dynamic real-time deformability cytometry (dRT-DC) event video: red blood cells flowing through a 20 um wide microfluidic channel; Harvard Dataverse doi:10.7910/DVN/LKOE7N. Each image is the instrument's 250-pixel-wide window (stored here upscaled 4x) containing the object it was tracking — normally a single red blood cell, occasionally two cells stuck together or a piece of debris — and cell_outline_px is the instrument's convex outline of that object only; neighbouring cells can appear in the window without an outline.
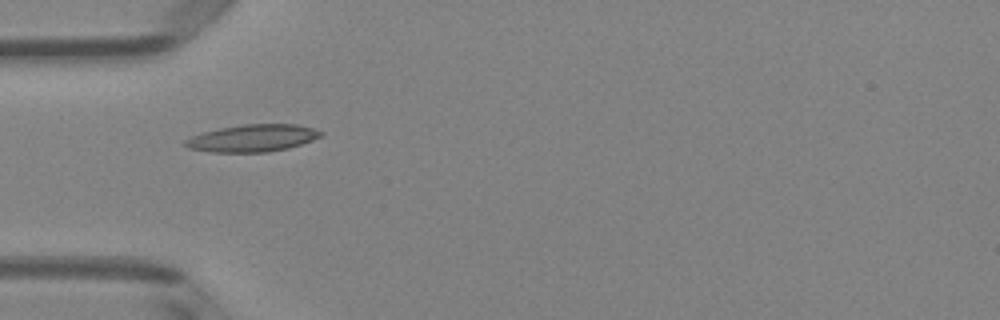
{"species": "Egyptian fruit bat (a non-hibernating species)", "species_latin": "Rousettus aegyptiacus", "temperature_condition": "room temperature", "stored_images_in_passage": 35, "camera_frame_rate_fps": 3000, "um_per_image_px": 0.085, "animal": {"sex": "female"}, "frame": {"image": 1, "passage_image": 1, "time_ms": 0.0, "image_size_px": [1000, 320], "cell_outline_px": [[324, 132], [320, 136], [312, 140], [288, 148], [264, 152], [212, 152], [188, 148], [184, 144], [184, 140], [192, 136], [204, 132], [220, 128], [244, 124], [296, 124], [312, 128]], "centroid_in_image_um": [21.45, 11.74], "position_along_channel_um": 63.5, "area_um2": 21.27}}
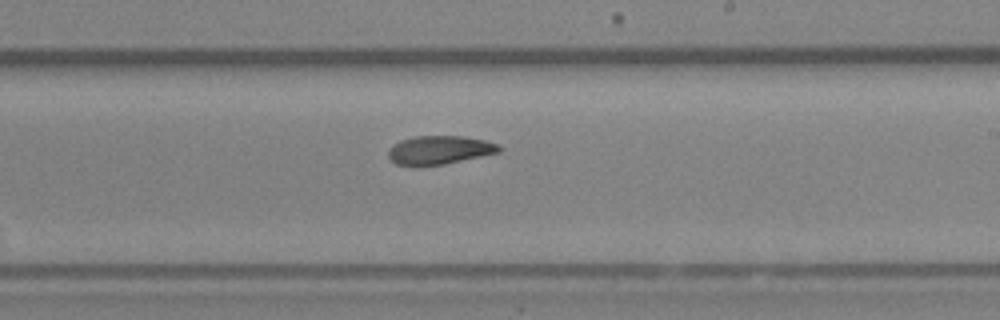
{"frame": {"image": 2, "passage_image": 15, "time_ms": 4.667, "image_size_px": [1000, 320], "cell_outline_px": [[500, 152], [444, 164], [416, 168], [412, 168], [396, 164], [388, 156], [388, 152], [392, 144], [400, 140], [412, 136], [464, 136], [484, 140], [500, 144]], "centroid_in_image_um": [37.29, 12.77], "position_along_channel_um": 251.7, "area_um2": 18.9}}
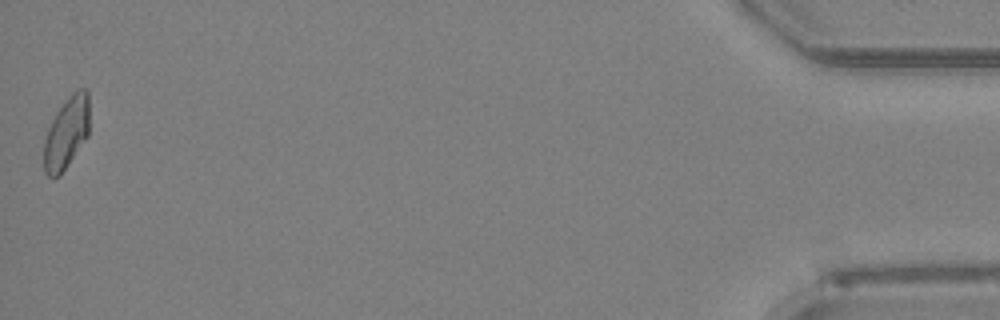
{"frame": {"image": 3, "passage_image": 35, "time_ms": 11.333, "image_size_px": [1000, 320], "cell_outline_px": [[88, 136], [60, 176], [48, 176], [44, 172], [44, 140], [48, 128], [56, 112], [68, 96], [72, 92], [80, 88], [84, 88], [88, 92]], "centroid_in_image_um": [5.64, 11.29], "position_along_channel_um": 429.6, "area_um2": 18.96}, "authors_computed_cell_mechanics": {"area_um2": 18.8428, "velocity_mm_per_s": 4.0627, "shape_relaxation_time_tau1_ms": null, "shape_relaxation_time_tau2_ms": 4.5982, "deformation_change_tau1": null, "deformation_change_tau2": 0.1186}}